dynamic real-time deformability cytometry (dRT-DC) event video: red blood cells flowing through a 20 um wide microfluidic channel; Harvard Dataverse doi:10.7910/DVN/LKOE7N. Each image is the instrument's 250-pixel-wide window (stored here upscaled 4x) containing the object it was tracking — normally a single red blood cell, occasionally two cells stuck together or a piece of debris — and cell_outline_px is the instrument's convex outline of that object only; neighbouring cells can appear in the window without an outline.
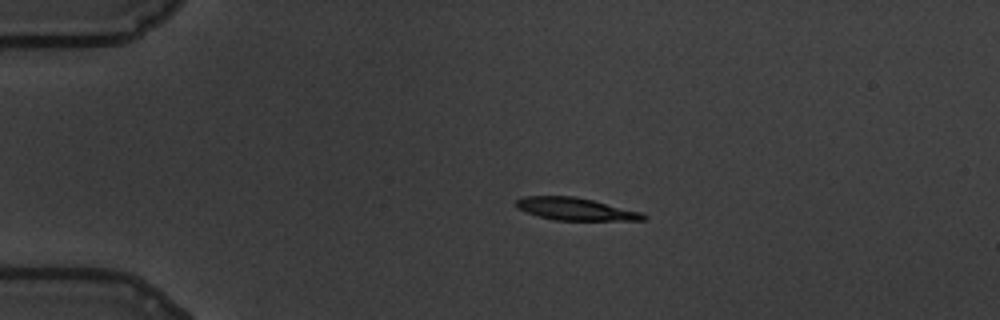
{"species": "common noctule bat (a hibernating species)", "species_latin": "Nyctalus noctula", "temperature_condition": "warm", "stored_images_in_passage": 47, "camera_frame_rate_fps": 3000, "um_per_image_px": 0.085, "animal": {"sex": "male", "body_mass_g": 19.5, "forearm_length_mm": 54.6}, "frame": {"image": 1, "passage_image": 1, "time_ms": 0.0, "image_size_px": [1000, 320], "cell_outline_px": [[648, 220], [556, 220], [540, 216], [516, 208], [516, 200], [524, 196], [572, 196], [592, 200], [640, 212], [648, 216]], "centroid_in_image_um": [48.92, 17.77], "position_along_channel_um": 36.1, "area_um2": 16.36}}
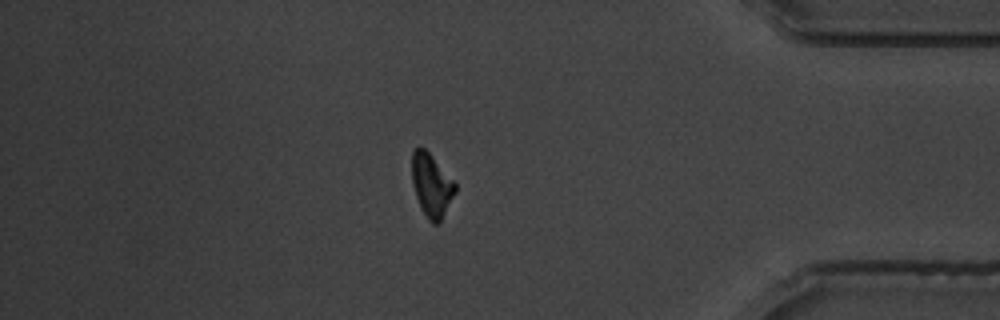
{"frame": {"image": 2, "passage_image": 39, "time_ms": 12.667, "image_size_px": [1000, 320], "cell_outline_px": [[456, 192], [440, 220], [436, 224], [432, 224], [428, 220], [420, 208], [412, 184], [412, 152], [416, 148], [424, 148], [428, 152], [456, 184]], "centroid_in_image_um": [36.66, 15.77], "position_along_channel_um": 398.5, "area_um2": 15.61}}
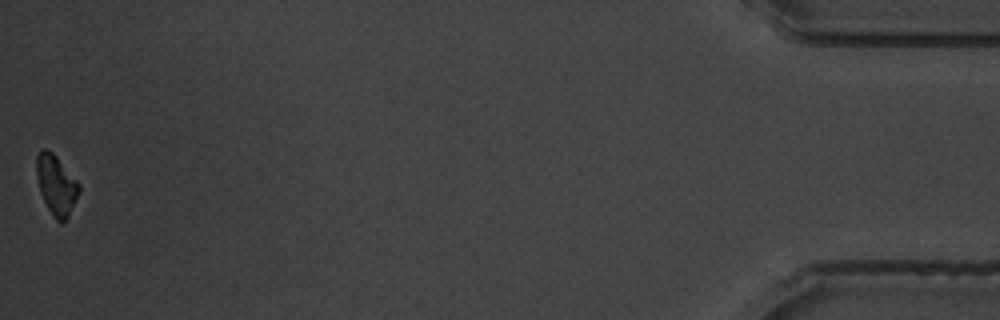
{"frame": {"image": 3, "passage_image": 47, "time_ms": 15.333, "image_size_px": [1000, 320], "cell_outline_px": [[80, 192], [68, 216], [60, 224], [52, 216], [40, 192], [36, 176], [36, 156], [44, 148], [52, 152], [56, 156], [80, 184]], "centroid_in_image_um": [4.78, 15.73], "position_along_channel_um": 430.4, "area_um2": 14.74}, "authors_computed_cell_mechanics": {"area_um2": 17.051, "velocity_mm_per_s": 3.4557, "shape_relaxation_time_tau1_ms": 4.0874, "shape_relaxation_time_tau2_ms": 2.5814, "deformation_change_tau1": 0.1927, "deformation_change_tau2": 0.119}}